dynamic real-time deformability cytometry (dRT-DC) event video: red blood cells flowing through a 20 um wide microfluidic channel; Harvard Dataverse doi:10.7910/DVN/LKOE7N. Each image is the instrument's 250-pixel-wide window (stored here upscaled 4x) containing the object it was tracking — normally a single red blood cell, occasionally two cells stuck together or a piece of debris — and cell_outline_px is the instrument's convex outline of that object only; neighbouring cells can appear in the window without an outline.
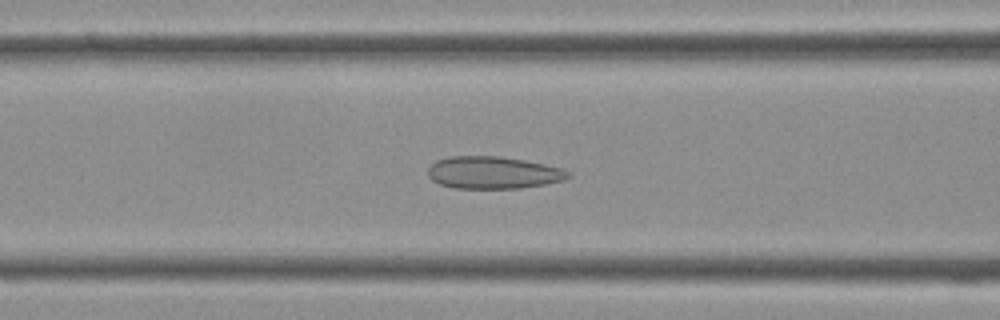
{"species": "Egyptian fruit bat (a non-hibernating species)", "species_latin": "Rousettus aegyptiacus", "temperature_condition": "cold", "stored_images_in_passage": 28, "camera_frame_rate_fps": 3000, "um_per_image_px": 0.085, "frame": {"image": 1, "passage_image": 4, "time_ms": 1.0, "image_size_px": [1000, 320], "cell_outline_px": [[572, 176], [564, 180], [544, 184], [520, 188], [452, 188], [440, 184], [432, 180], [428, 176], [428, 168], [436, 160], [452, 156], [500, 156], [524, 160], [544, 164], [560, 168], [572, 172]], "centroid_in_image_um": [41.92, 14.67], "position_along_channel_um": 124.7, "area_um2": 26.41}}
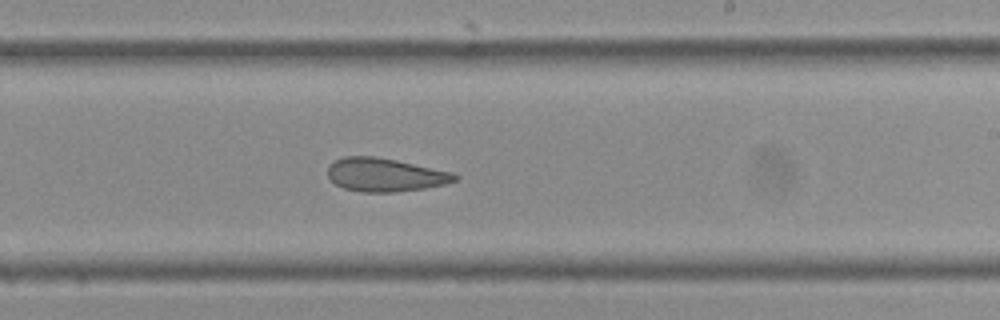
{"frame": {"image": 2, "passage_image": 12, "time_ms": 3.667, "image_size_px": [1000, 320], "cell_outline_px": [[460, 176], [456, 180], [444, 184], [424, 188], [396, 192], [364, 192], [344, 188], [336, 184], [328, 176], [328, 164], [332, 160], [344, 156], [376, 156], [396, 160], [452, 172]], "centroid_in_image_um": [32.7, 14.85], "position_along_channel_um": 256.3, "area_um2": 24.74}}
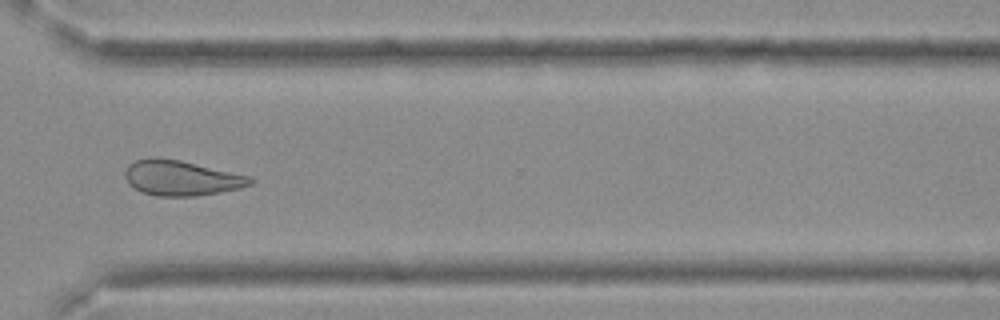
{"frame": {"image": 3, "passage_image": 18, "time_ms": 5.667, "image_size_px": [1000, 320], "cell_outline_px": [[256, 180], [252, 184], [240, 188], [220, 192], [196, 196], [156, 196], [140, 192], [132, 188], [128, 184], [124, 176], [124, 172], [128, 164], [136, 160], [148, 156], [160, 156], [180, 160], [252, 176]], "centroid_in_image_um": [15.38, 15.11], "position_along_channel_um": 355.2, "area_um2": 26.3}}